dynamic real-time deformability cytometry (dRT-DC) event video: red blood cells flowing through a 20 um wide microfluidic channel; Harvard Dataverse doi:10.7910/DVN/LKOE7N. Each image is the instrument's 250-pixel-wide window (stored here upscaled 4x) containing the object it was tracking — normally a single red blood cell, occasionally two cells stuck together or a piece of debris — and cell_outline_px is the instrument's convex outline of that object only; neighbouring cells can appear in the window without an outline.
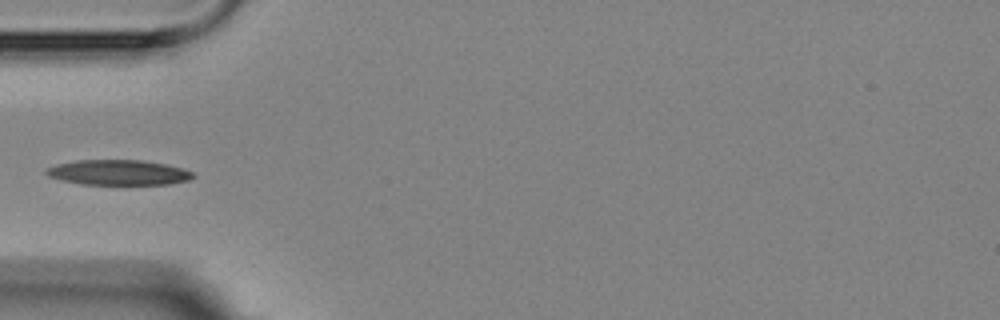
{"species": "Egyptian fruit bat (a non-hibernating species)", "species_latin": "Rousettus aegyptiacus", "temperature_condition": "room temperature", "stored_images_in_passage": 5, "camera_frame_rate_fps": 3000, "um_per_image_px": 0.085, "animal": {"sex": "female"}, "frame": {"image": 1, "passage_image": 5, "time_ms": 4.333, "image_size_px": [1000, 320], "cell_outline_px": [[196, 176], [188, 180], [168, 184], [80, 184], [48, 176], [44, 172], [48, 168], [56, 164], [76, 160], [140, 160], [164, 164], [180, 168], [192, 172]], "centroid_in_image_um": [10.04, 14.66], "position_along_channel_um": 75.0, "area_um2": 21.27}}